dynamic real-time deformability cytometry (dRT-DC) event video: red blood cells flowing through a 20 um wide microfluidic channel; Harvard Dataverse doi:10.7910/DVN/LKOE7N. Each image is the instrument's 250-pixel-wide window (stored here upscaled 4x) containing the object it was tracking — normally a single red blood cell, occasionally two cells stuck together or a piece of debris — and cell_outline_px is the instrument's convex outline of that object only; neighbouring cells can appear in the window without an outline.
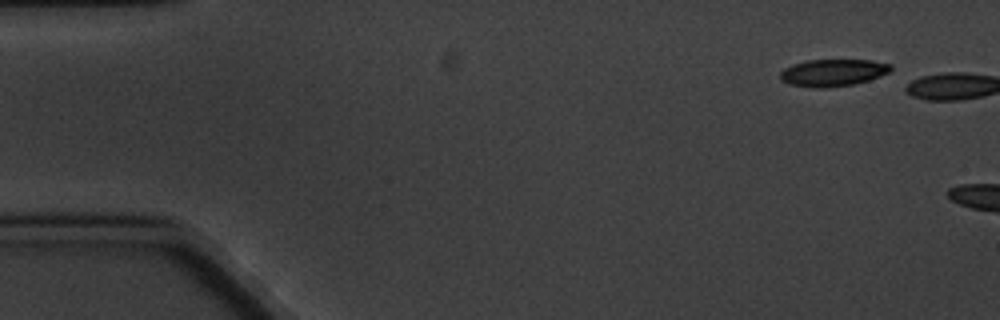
{"species": "common noctule bat (a hibernating species)", "species_latin": "Nyctalus noctula", "temperature_condition": "cold", "stored_images_in_passage": 2, "camera_frame_rate_fps": 3000, "um_per_image_px": 0.085, "animal": {"sex": "male", "body_mass_g": 20.1, "forearm_length_mm": 53.5}, "frame": {"image": 1, "passage_image": 1, "time_ms": 0.0, "image_size_px": [1000, 320], "cell_outline_px": [[892, 68], [888, 72], [880, 76], [868, 80], [852, 84], [824, 88], [816, 88], [788, 84], [780, 76], [780, 72], [784, 68], [792, 64], [808, 60], [872, 60], [892, 64]], "centroid_in_image_um": [70.8, 6.17], "position_along_channel_um": 14.2, "area_um2": 17.34}}